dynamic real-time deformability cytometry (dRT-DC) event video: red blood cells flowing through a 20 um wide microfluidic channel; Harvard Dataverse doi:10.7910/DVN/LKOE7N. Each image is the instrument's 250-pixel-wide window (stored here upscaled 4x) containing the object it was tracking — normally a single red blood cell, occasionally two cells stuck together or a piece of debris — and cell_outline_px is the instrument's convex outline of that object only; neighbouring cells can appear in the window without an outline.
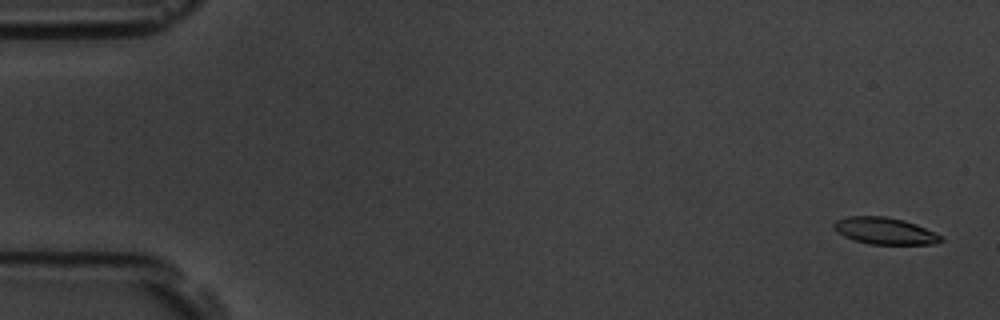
{"species": "common noctule bat (a hibernating species)", "species_latin": "Nyctalus noctula", "temperature_condition": "room temperature", "stored_images_in_passage": 54, "camera_frame_rate_fps": 3000, "um_per_image_px": 0.085, "animal": {"sex": "male", "body_mass_g": 19.5, "forearm_length_mm": 54.6}, "frame": {"image": 1, "passage_image": 2, "time_ms": 0.333, "image_size_px": [1000, 320], "cell_outline_px": [[944, 240], [936, 244], [868, 244], [852, 240], [836, 232], [832, 228], [832, 224], [836, 220], [848, 216], [884, 216], [904, 220], [916, 224], [944, 236]], "centroid_in_image_um": [75.2, 19.63], "position_along_channel_um": 9.8, "area_um2": 16.99}}
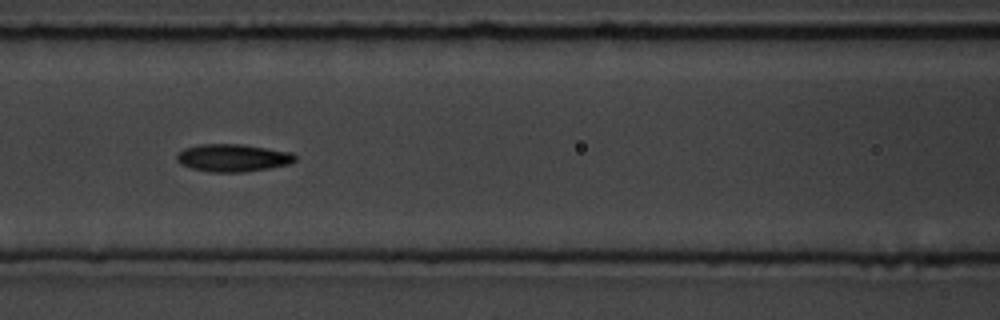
{"frame": {"image": 2, "passage_image": 24, "time_ms": 7.667, "image_size_px": [1000, 320], "cell_outline_px": [[296, 160], [288, 164], [268, 168], [244, 172], [212, 172], [192, 168], [180, 164], [176, 160], [176, 156], [184, 148], [200, 144], [244, 144], [292, 152], [296, 156]], "centroid_in_image_um": [19.79, 13.41], "position_along_channel_um": 146.8, "area_um2": 19.02}}
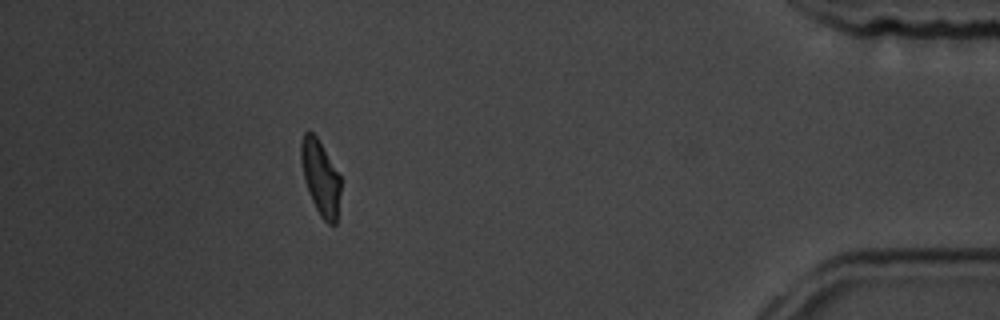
{"frame": {"image": 3, "passage_image": 49, "time_ms": 16.0, "image_size_px": [1000, 320], "cell_outline_px": [[340, 192], [336, 224], [328, 224], [320, 216], [308, 192], [304, 176], [300, 156], [300, 144], [304, 132], [312, 132], [316, 136], [340, 176]], "centroid_in_image_um": [27.23, 15.11], "position_along_channel_um": 408.0, "area_um2": 16.94}, "authors_computed_cell_mechanics": {"area_um2": 18.0625, "velocity_mm_per_s": 3.7696, "shape_relaxation_time_tau1_ms": 3.2211, "shape_relaxation_time_tau2_ms": 2.4075, "deformation_change_tau1": 0.1439, "deformation_change_tau2": 0.067}}